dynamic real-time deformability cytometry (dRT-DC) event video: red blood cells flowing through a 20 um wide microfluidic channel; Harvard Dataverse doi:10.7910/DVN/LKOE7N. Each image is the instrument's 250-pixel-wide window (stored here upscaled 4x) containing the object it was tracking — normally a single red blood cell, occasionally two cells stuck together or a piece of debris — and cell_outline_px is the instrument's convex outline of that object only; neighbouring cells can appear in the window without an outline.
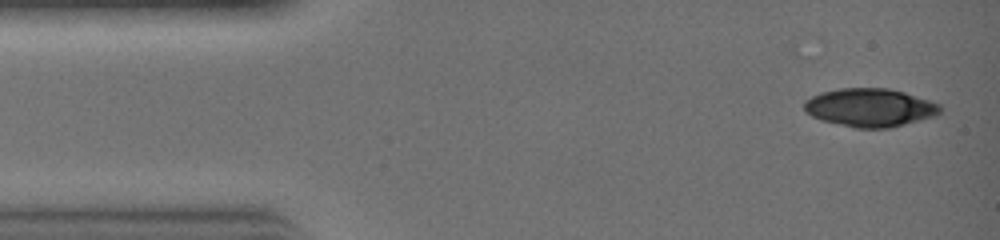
{"species": "common noctule bat (a hibernating species)", "species_latin": "Nyctalus noctula", "temperature_condition": "warm", "stored_images_in_passage": 29, "camera_frame_rate_fps": 3000, "um_per_image_px": 0.085, "animal": {"sex": "female", "body_mass_g": 19.0, "forearm_length_mm": 51.5}, "frame": {"image": 1, "passage_image": 1, "time_ms": 0.0, "image_size_px": [1000, 240], "cell_outline_px": [[940, 112], [936, 116], [888, 128], [856, 128], [820, 120], [812, 116], [804, 108], [804, 100], [820, 92], [840, 88], [888, 88], [904, 92], [940, 104]], "centroid_in_image_um": [73.93, 9.14], "position_along_channel_um": 11.1, "area_um2": 30.23}}